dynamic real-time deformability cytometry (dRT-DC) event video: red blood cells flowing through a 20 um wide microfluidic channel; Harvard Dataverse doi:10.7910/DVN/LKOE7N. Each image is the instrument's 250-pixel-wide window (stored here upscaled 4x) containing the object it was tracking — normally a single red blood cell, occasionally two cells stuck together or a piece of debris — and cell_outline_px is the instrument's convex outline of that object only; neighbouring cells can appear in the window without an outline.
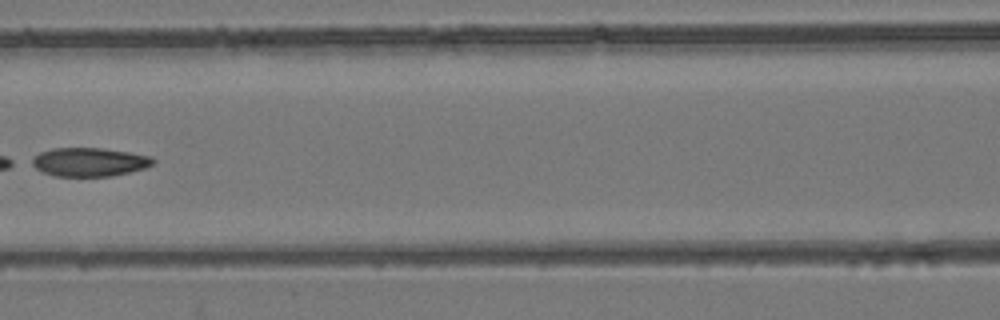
{"species": "common noctule bat (a hibernating species)", "species_latin": "Nyctalus noctula", "temperature_condition": "room temperature", "stored_images_in_passage": 7, "camera_frame_rate_fps": 3000, "um_per_image_px": 0.085, "animal": {"sex": "female", "body_mass_g": 24.6, "forearm_length_mm": 56.2}, "frame": {"image": 1, "passage_image": 6, "time_ms": 5.667, "image_size_px": [1000, 320], "cell_outline_px": [[156, 160], [152, 164], [144, 168], [112, 176], [56, 176], [44, 172], [28, 164], [28, 160], [40, 152], [52, 148], [104, 148], [152, 156]], "centroid_in_image_um": [7.55, 13.76], "position_along_channel_um": 159.1, "area_um2": 20.35}}
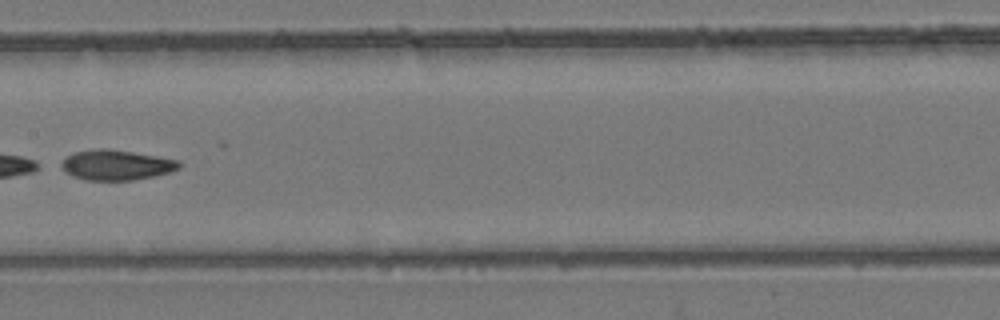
{"frame": {"image": 2, "passage_image": 7, "time_ms": 6.667, "image_size_px": [1000, 320], "cell_outline_px": [[180, 168], [168, 172], [152, 176], [132, 180], [84, 180], [68, 172], [60, 164], [68, 156], [76, 152], [100, 148], [108, 148], [180, 160]], "centroid_in_image_um": [9.92, 14.02], "position_along_channel_um": 197.5, "area_um2": 20.23}}